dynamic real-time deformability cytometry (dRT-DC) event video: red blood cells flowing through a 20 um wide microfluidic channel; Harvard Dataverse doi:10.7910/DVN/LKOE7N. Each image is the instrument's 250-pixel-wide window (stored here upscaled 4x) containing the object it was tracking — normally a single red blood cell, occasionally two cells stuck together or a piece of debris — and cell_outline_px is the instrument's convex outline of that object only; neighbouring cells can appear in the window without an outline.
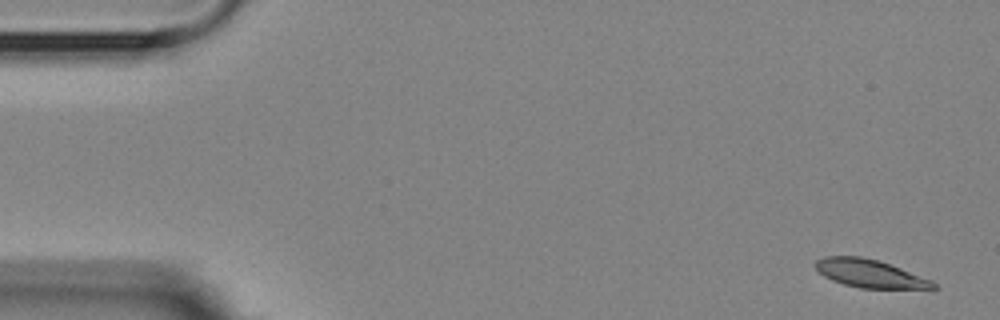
{"species": "Egyptian fruit bat (a non-hibernating species)", "species_latin": "Rousettus aegyptiacus", "temperature_condition": "room temperature", "stored_images_in_passage": 4, "camera_frame_rate_fps": 3000, "um_per_image_px": 0.085, "animal": {"sex": "female"}, "frame": {"image": 1, "passage_image": 1, "time_ms": 0.0, "image_size_px": [1000, 320], "cell_outline_px": [[940, 288], [860, 288], [844, 284], [832, 280], [824, 276], [812, 264], [816, 260], [824, 256], [860, 256], [880, 260], [932, 280]], "centroid_in_image_um": [73.91, 23.23], "position_along_channel_um": 11.1, "area_um2": 19.25}}
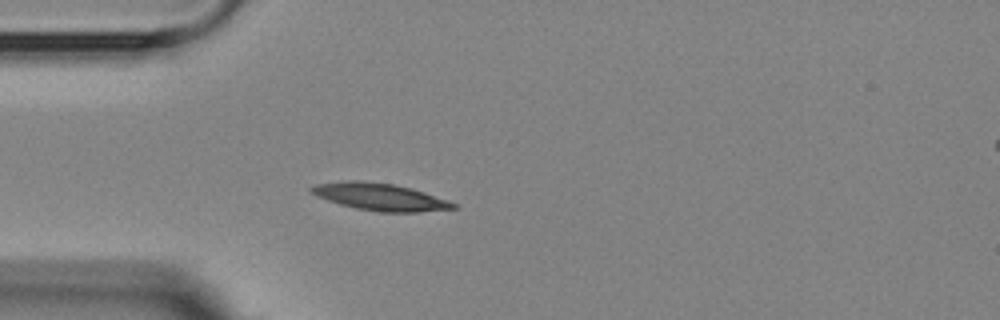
{"frame": {"image": 2, "passage_image": 4, "time_ms": 4.333, "image_size_px": [1000, 320], "cell_outline_px": [[460, 208], [420, 212], [380, 212], [356, 208], [340, 204], [316, 196], [308, 192], [308, 188], [316, 184], [348, 180], [360, 180], [392, 184], [412, 188], [448, 200], [456, 204]], "centroid_in_image_um": [32.29, 16.73], "position_along_channel_um": 52.7, "area_um2": 22.6}}